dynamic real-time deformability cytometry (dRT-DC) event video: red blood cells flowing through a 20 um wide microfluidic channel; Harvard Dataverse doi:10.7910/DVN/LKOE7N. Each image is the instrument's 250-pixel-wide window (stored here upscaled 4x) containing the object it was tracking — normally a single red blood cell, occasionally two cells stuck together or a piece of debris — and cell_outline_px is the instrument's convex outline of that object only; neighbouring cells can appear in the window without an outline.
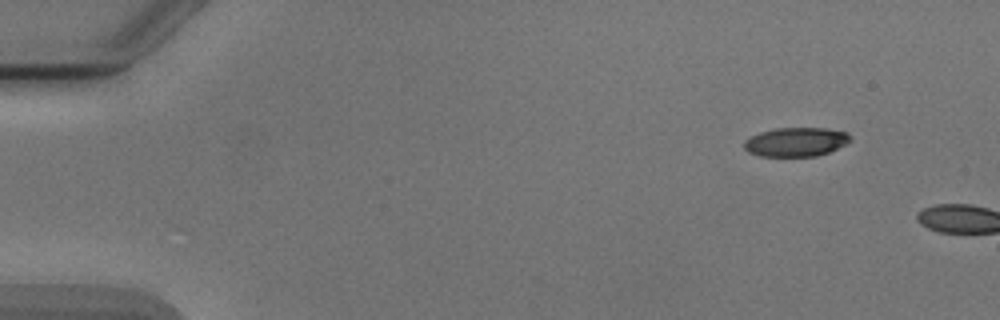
{"species": "Egyptian fruit bat (a non-hibernating species)", "species_latin": "Rousettus aegyptiacus", "temperature_condition": "cold", "stored_images_in_passage": 2, "camera_frame_rate_fps": 3000, "um_per_image_px": 0.085, "animal": {"sex": "male"}, "frame": {"image": 1, "passage_image": 1, "time_ms": 0.0, "image_size_px": [1000, 320], "cell_outline_px": [[852, 140], [828, 152], [816, 156], [760, 156], [748, 152], [744, 148], [744, 140], [748, 136], [760, 132], [776, 128], [828, 128], [848, 132]], "centroid_in_image_um": [67.63, 12.05], "position_along_channel_um": 17.4, "area_um2": 18.03}}